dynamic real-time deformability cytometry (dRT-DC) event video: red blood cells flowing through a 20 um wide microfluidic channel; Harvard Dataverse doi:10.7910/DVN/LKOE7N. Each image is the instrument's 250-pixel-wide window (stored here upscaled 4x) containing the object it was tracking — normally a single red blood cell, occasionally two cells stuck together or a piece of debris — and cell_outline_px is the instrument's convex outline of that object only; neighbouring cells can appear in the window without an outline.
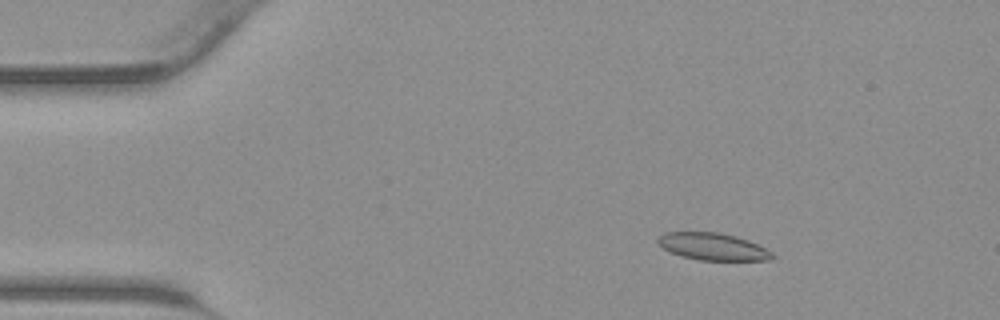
{"species": "common noctule bat (a hibernating species)", "species_latin": "Nyctalus noctula", "temperature_condition": "warm", "stored_images_in_passage": 38, "camera_frame_rate_fps": 3000, "um_per_image_px": 0.085, "animal": {"sex": "male", "body_mass_g": 23.1, "forearm_length_mm": 52.7}, "frame": {"image": 1, "passage_image": 1, "time_ms": 0.0, "image_size_px": [1000, 320], "cell_outline_px": [[776, 256], [768, 260], [700, 260], [684, 256], [672, 252], [664, 248], [656, 240], [664, 232], [720, 232], [736, 236], [748, 240], [772, 252]], "centroid_in_image_um": [60.61, 20.95], "position_along_channel_um": 24.4, "area_um2": 17.86}}
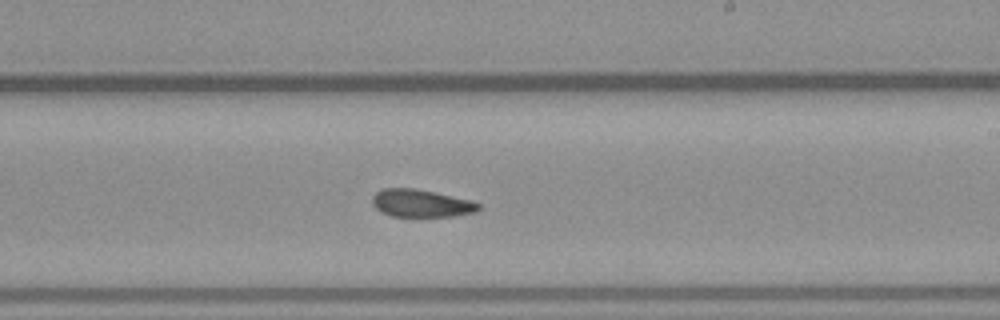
{"frame": {"image": 2, "passage_image": 20, "time_ms": 6.333, "image_size_px": [1000, 320], "cell_outline_px": [[480, 208], [476, 212], [452, 216], [392, 216], [380, 212], [372, 204], [372, 196], [376, 192], [384, 188], [416, 188], [472, 200], [480, 204]], "centroid_in_image_um": [35.79, 17.27], "position_along_channel_um": 253.2, "area_um2": 17.17}}
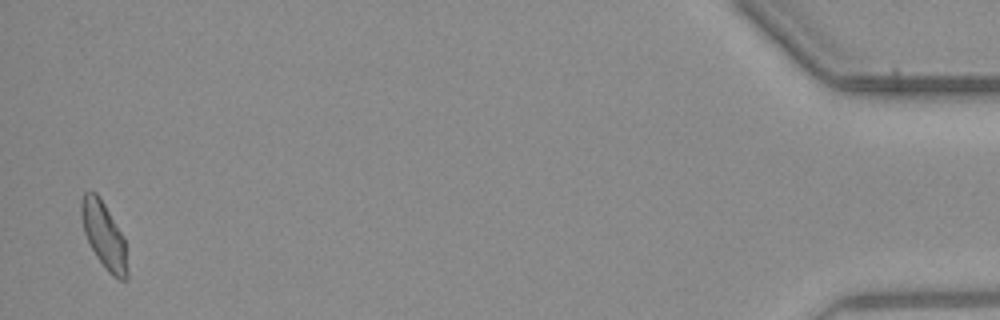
{"frame": {"image": 3, "passage_image": 37, "time_ms": 12.0, "image_size_px": [1000, 320], "cell_outline_px": [[128, 276], [124, 280], [120, 280], [112, 276], [108, 272], [96, 256], [84, 232], [80, 216], [80, 200], [84, 192], [96, 192], [104, 204], [124, 236], [128, 272]], "centroid_in_image_um": [8.83, 20.0], "position_along_channel_um": 426.4, "area_um2": 17.74}}